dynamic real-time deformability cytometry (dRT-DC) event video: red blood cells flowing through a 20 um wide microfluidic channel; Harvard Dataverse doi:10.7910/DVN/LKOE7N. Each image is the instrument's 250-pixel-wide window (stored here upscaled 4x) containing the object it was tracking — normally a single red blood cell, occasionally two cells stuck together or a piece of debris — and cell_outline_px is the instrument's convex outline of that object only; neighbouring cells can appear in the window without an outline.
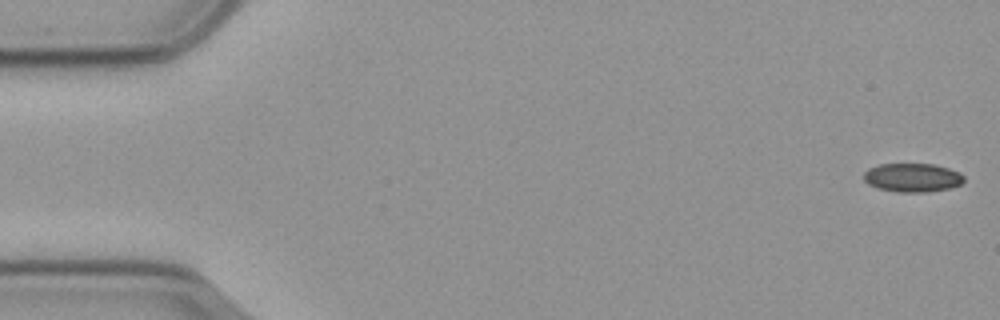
{"species": "common noctule bat (a hibernating species)", "species_latin": "Nyctalus noctula", "temperature_condition": "cold", "stored_images_in_passage": 15, "camera_frame_rate_fps": 3000, "um_per_image_px": 0.085, "animal": {"sex": "male", "body_mass_g": 23.1, "forearm_length_mm": 52.7}, "frame": {"image": 1, "passage_image": 1, "time_ms": 0.0, "image_size_px": [1000, 320], "cell_outline_px": [[964, 180], [960, 184], [948, 188], [928, 192], [896, 192], [876, 188], [868, 184], [864, 180], [864, 172], [868, 168], [880, 164], [932, 164], [948, 168], [960, 172], [964, 176]], "centroid_in_image_um": [77.53, 15.1], "position_along_channel_um": 7.5, "area_um2": 16.82}}
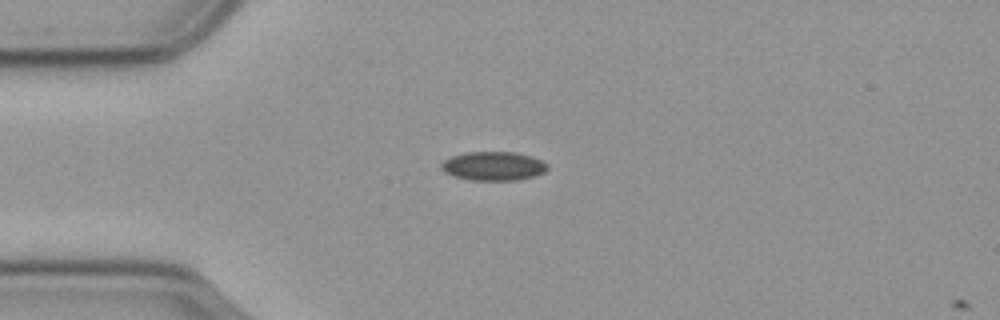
{"frame": {"image": 2, "passage_image": 14, "time_ms": 4.333, "image_size_px": [1000, 320], "cell_outline_px": [[548, 168], [544, 172], [536, 176], [516, 180], [468, 180], [452, 176], [444, 172], [440, 168], [440, 164], [444, 160], [452, 156], [464, 152], [512, 152], [532, 156], [548, 164]], "centroid_in_image_um": [41.91, 14.12], "position_along_channel_um": 43.1, "area_um2": 18.03}}